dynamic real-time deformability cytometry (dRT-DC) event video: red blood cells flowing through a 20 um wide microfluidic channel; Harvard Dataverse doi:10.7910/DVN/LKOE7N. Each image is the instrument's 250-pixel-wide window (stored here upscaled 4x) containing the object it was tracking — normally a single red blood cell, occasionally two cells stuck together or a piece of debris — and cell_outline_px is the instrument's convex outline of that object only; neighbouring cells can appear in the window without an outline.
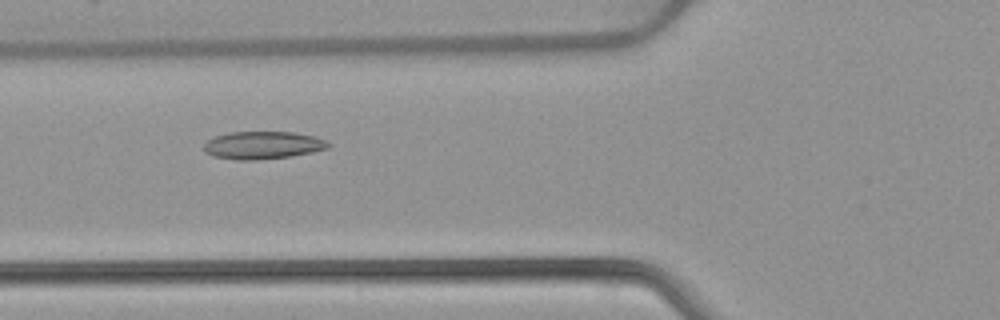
{"species": "common noctule bat (a hibernating species)", "species_latin": "Nyctalus noctula", "temperature_condition": "warm", "stored_images_in_passage": 52, "camera_frame_rate_fps": 3000, "um_per_image_px": 0.085, "animal": {"sex": "female", "body_mass_g": 22.7, "forearm_length_mm": 54.2}, "frame": {"image": 1, "passage_image": 20, "time_ms": 6.333, "image_size_px": [1000, 320], "cell_outline_px": [[332, 144], [328, 148], [312, 152], [292, 156], [256, 160], [236, 160], [212, 156], [204, 152], [204, 144], [208, 140], [216, 136], [228, 132], [296, 132], [316, 136], [328, 140]], "centroid_in_image_um": [22.37, 12.34], "position_along_channel_um": 103.4, "area_um2": 20.35}}
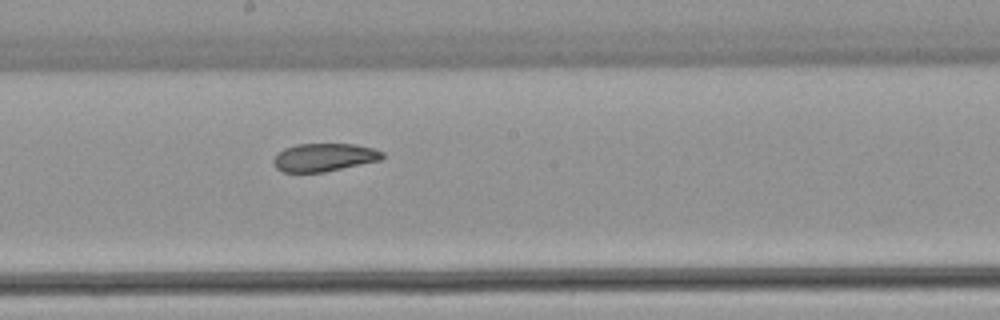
{"frame": {"image": 2, "passage_image": 29, "time_ms": 9.333, "image_size_px": [1000, 320], "cell_outline_px": [[384, 156], [380, 160], [324, 172], [284, 172], [276, 168], [272, 160], [276, 152], [284, 148], [296, 144], [356, 144], [372, 148], [384, 152]], "centroid_in_image_um": [27.51, 13.37], "position_along_channel_um": 220.7, "area_um2": 17.86}}
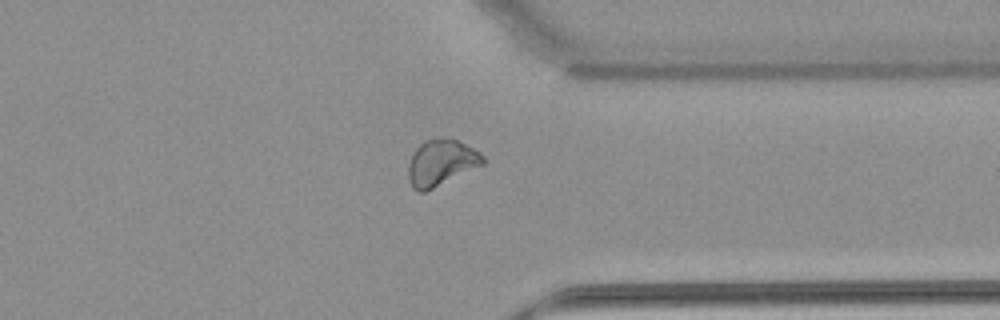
{"frame": {"image": 3, "passage_image": 41, "time_ms": 13.333, "image_size_px": [1000, 320], "cell_outline_px": [[484, 164], [424, 192], [416, 192], [412, 188], [408, 180], [408, 164], [412, 152], [424, 140], [444, 136], [456, 140], [480, 152], [484, 156]], "centroid_in_image_um": [37.45, 13.82], "position_along_channel_um": 373.9, "area_um2": 20.17}, "authors_computed_cell_mechanics": {"area_um2": 21.0392, "velocity_mm_per_s": 3.9052, "shape_relaxation_time_tau1_ms": null, "shape_relaxation_time_tau2_ms": 5.1302, "deformation_change_tau1": null, "deformation_change_tau2": 0.074}}